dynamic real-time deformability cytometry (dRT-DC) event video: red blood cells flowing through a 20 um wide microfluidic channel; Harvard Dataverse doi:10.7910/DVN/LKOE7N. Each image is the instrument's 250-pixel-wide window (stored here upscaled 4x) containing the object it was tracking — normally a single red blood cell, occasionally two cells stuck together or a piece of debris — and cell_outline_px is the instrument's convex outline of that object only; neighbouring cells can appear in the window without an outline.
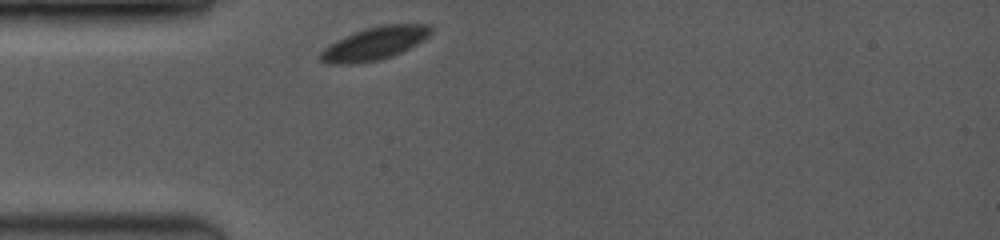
{"species": "common noctule bat (a hibernating species)", "species_latin": "Nyctalus noctula", "temperature_condition": "room temperature", "stored_images_in_passage": 4, "camera_frame_rate_fps": 3500, "um_per_image_px": 0.085, "animal": {"sex": "female", "body_mass_g": 19.0, "forearm_length_mm": 53.3}, "frame": {"image": 1, "passage_image": 1, "time_ms": 0.0, "image_size_px": [1000, 240], "cell_outline_px": [[432, 32], [424, 40], [400, 52], [376, 60], [356, 64], [328, 64], [320, 60], [320, 52], [328, 44], [336, 40], [364, 28], [384, 24], [428, 24], [432, 28]], "centroid_in_image_um": [31.81, 3.68], "position_along_channel_um": 53.2, "area_um2": 21.04}}
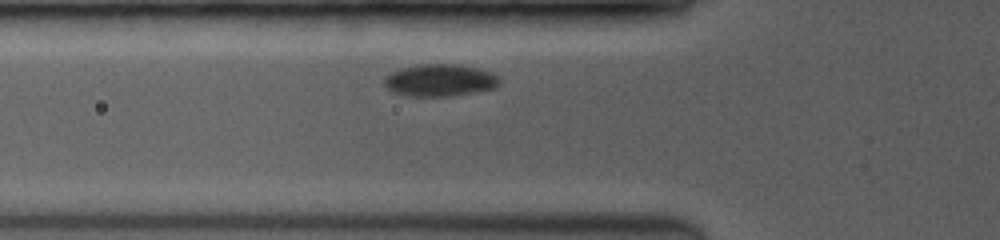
{"frame": {"image": 2, "passage_image": 4, "time_ms": 1.143, "image_size_px": [1000, 240], "cell_outline_px": [[500, 84], [492, 88], [476, 92], [448, 96], [408, 96], [392, 92], [384, 84], [384, 76], [400, 68], [420, 64], [460, 64], [480, 68], [492, 72], [500, 80]], "centroid_in_image_um": [37.38, 6.81], "position_along_channel_um": 88.4, "area_um2": 21.73}}